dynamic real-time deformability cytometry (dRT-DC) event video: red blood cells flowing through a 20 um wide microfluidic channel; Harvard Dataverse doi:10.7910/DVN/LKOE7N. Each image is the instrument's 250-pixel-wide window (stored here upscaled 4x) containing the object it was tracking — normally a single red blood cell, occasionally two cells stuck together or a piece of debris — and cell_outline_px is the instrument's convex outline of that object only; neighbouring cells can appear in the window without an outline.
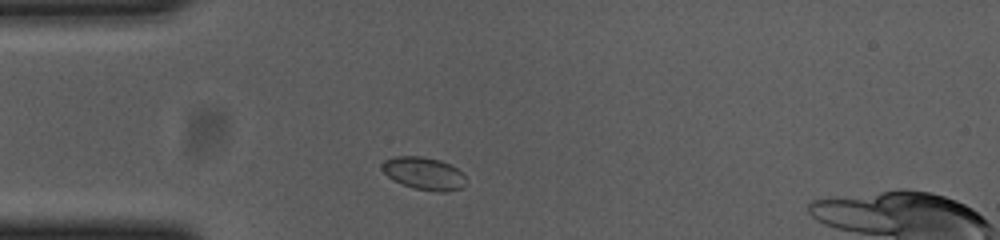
{"species": "common noctule bat (a hibernating species)", "species_latin": "Nyctalus noctula", "temperature_condition": "cold", "stored_images_in_passage": 45, "camera_frame_rate_fps": 3000, "um_per_image_px": 0.085, "animal": {"sex": "female", "body_mass_g": 23.0, "forearm_length_mm": 53.4}, "frame": {"image": 1, "passage_image": 3, "time_ms": 0.667, "image_size_px": [1000, 240], "cell_outline_px": [[464, 184], [460, 188], [448, 192], [436, 192], [412, 188], [388, 176], [380, 168], [380, 164], [384, 160], [396, 156], [420, 156], [440, 160], [456, 168], [464, 176]], "centroid_in_image_um": [36.0, 14.74], "position_along_channel_um": 49.0, "area_um2": 15.78}}
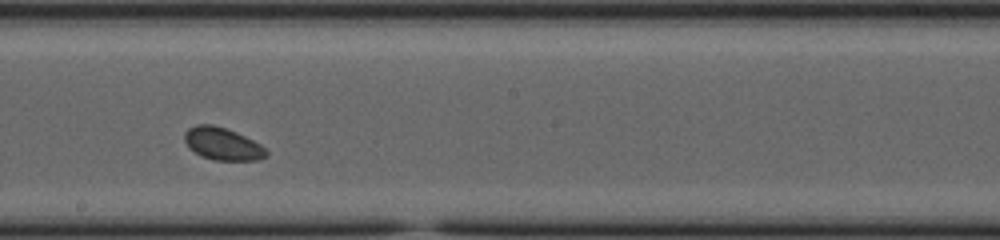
{"frame": {"image": 2, "passage_image": 19, "time_ms": 6.0, "image_size_px": [1000, 240], "cell_outline_px": [[268, 156], [260, 160], [212, 160], [200, 156], [188, 148], [184, 140], [184, 132], [188, 128], [196, 124], [212, 124], [236, 132], [260, 144], [268, 152]], "centroid_in_image_um": [18.88, 12.23], "position_along_channel_um": 229.3, "area_um2": 15.61}}
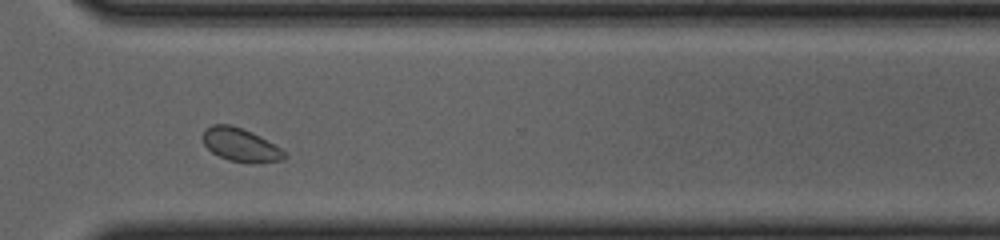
{"frame": {"image": 3, "passage_image": 29, "time_ms": 9.333, "image_size_px": [1000, 240], "cell_outline_px": [[288, 156], [284, 160], [260, 164], [252, 164], [228, 160], [212, 152], [204, 144], [204, 128], [212, 124], [228, 124], [252, 132], [260, 136], [288, 152]], "centroid_in_image_um": [20.52, 12.34], "position_along_channel_um": 350.1, "area_um2": 16.13}}